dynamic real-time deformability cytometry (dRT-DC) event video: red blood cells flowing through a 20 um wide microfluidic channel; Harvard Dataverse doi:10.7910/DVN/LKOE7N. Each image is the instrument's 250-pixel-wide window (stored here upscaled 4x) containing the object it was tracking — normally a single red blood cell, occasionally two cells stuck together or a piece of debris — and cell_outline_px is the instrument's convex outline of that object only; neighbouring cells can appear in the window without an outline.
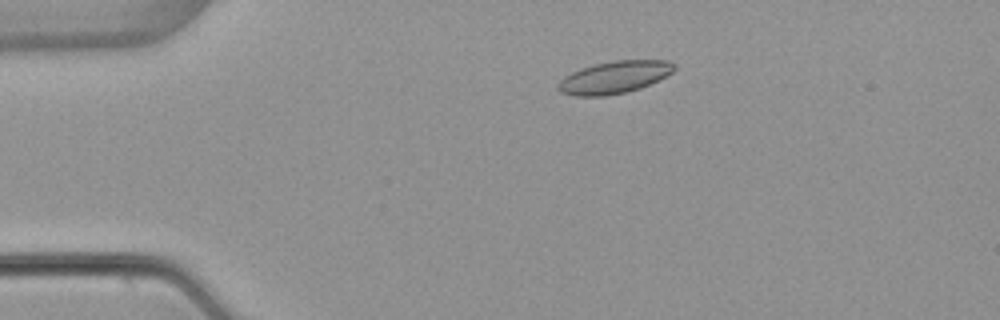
{"species": "common noctule bat (a hibernating species)", "species_latin": "Nyctalus noctula", "temperature_condition": "warm", "stored_images_in_passage": 4, "camera_frame_rate_fps": 3000, "um_per_image_px": 0.085, "animal": {"sex": "female", "body_mass_g": 22.7, "forearm_length_mm": 54.2}, "frame": {"image": 1, "passage_image": 3, "time_ms": 2.333, "image_size_px": [1000, 320], "cell_outline_px": [[676, 68], [672, 72], [640, 88], [628, 92], [604, 96], [572, 96], [560, 92], [556, 88], [556, 84], [564, 76], [580, 68], [612, 60], [668, 60], [676, 64]], "centroid_in_image_um": [52.17, 6.57], "position_along_channel_um": 32.8, "area_um2": 21.96}}